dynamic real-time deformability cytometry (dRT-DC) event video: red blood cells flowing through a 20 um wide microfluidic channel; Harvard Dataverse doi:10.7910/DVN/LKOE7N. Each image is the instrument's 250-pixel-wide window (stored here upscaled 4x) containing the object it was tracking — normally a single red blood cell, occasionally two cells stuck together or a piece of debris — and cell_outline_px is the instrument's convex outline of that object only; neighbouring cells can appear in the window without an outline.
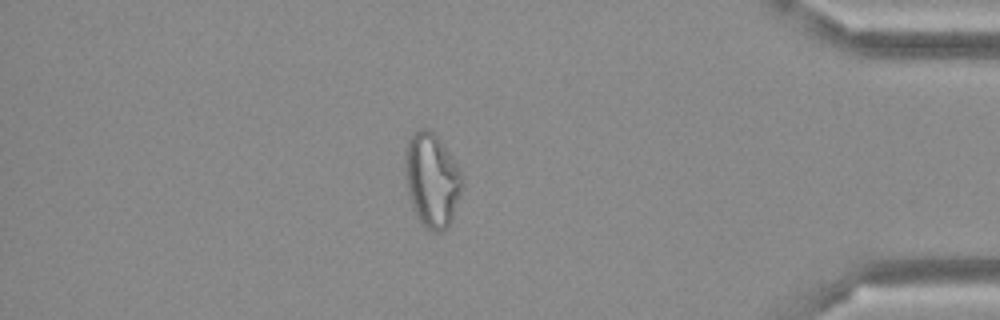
{"species": "Egyptian fruit bat (a non-hibernating species)", "species_latin": "Rousettus aegyptiacus", "temperature_condition": "cold", "stored_images_in_passage": 49, "camera_frame_rate_fps": 3000, "um_per_image_px": 0.085, "frame": {"image": 1, "passage_image": 42, "time_ms": 13.667, "image_size_px": [1000, 320], "cell_outline_px": [[464, 188], [448, 228], [444, 232], [432, 232], [416, 216], [408, 192], [404, 172], [404, 152], [408, 140], [420, 128], [428, 128], [436, 136], [464, 176]], "centroid_in_image_um": [36.72, 15.33], "position_along_channel_um": 398.5, "area_um2": 31.33}}